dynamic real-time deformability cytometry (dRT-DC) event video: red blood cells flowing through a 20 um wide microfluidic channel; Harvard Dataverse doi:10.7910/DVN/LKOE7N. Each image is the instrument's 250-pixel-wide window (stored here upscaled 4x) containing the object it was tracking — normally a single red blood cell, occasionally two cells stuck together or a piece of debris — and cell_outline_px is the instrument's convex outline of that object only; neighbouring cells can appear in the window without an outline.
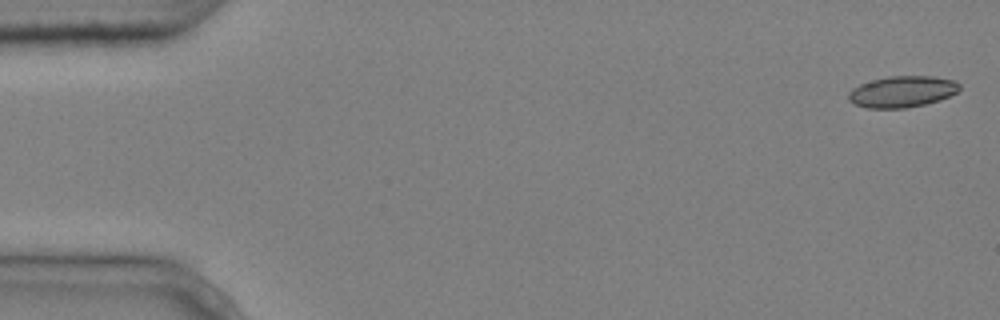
{"species": "common noctule bat (a hibernating species)", "species_latin": "Nyctalus noctula", "temperature_condition": "cold", "stored_images_in_passage": 5, "camera_frame_rate_fps": 3000, "um_per_image_px": 0.085, "animal": {"sex": "male", "body_mass_g": 20.4}, "frame": {"image": 1, "passage_image": 1, "time_ms": 0.0, "image_size_px": [1000, 320], "cell_outline_px": [[960, 88], [956, 92], [940, 100], [924, 104], [904, 108], [868, 108], [852, 104], [848, 100], [848, 92], [852, 88], [860, 84], [872, 80], [888, 76], [932, 76], [956, 80], [960, 84]], "centroid_in_image_um": [76.66, 7.78], "position_along_channel_um": 8.3, "area_um2": 20.35}}
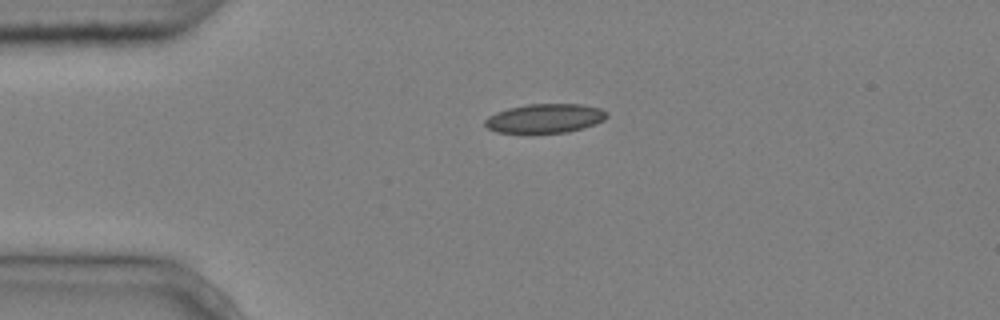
{"frame": {"image": 2, "passage_image": 4, "time_ms": 1.0, "image_size_px": [1000, 320], "cell_outline_px": [[608, 116], [604, 120], [596, 124], [568, 132], [528, 136], [496, 132], [488, 128], [484, 124], [484, 120], [488, 116], [496, 112], [508, 108], [528, 104], [580, 104], [600, 108], [608, 112]], "centroid_in_image_um": [46.28, 10.11], "position_along_channel_um": 38.7, "area_um2": 21.62}}